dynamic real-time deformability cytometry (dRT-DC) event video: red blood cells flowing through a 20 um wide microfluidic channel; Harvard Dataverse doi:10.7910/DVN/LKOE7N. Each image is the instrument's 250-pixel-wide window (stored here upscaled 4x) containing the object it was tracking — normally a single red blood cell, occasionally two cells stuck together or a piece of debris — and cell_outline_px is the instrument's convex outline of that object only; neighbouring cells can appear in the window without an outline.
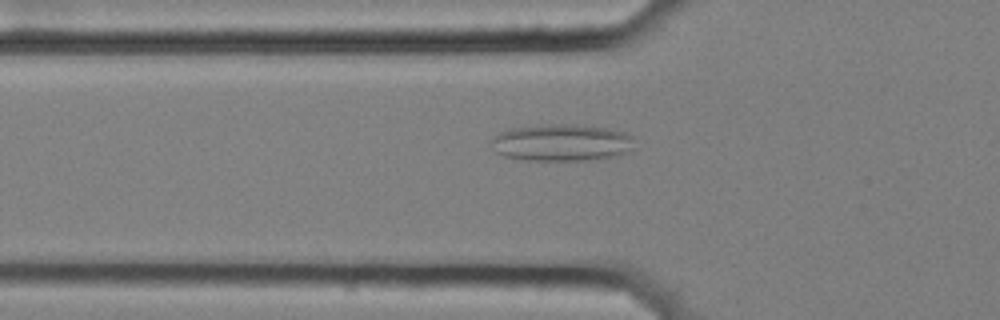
{"species": "common noctule bat (a hibernating species)", "species_latin": "Nyctalus noctula", "temperature_condition": "cold", "stored_images_in_passage": 42, "camera_frame_rate_fps": 3000, "um_per_image_px": 0.085, "animal": {"sex": "female", "body_mass_g": 25.1}, "frame": {"image": 1, "passage_image": 5, "time_ms": 1.333, "image_size_px": [1000, 320], "cell_outline_px": [[632, 136], [628, 152], [616, 156], [596, 160], [524, 160], [504, 156], [496, 152], [492, 148], [488, 140], [500, 132], [512, 128], [536, 124], [576, 124], [608, 128], [628, 132]], "centroid_in_image_um": [47.68, 12.11], "position_along_channel_um": 78.1, "area_um2": 31.27}}
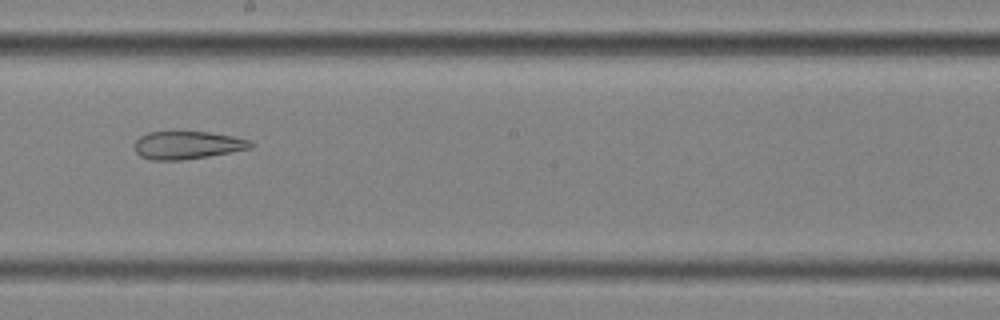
{"frame": {"image": 2, "passage_image": 18, "time_ms": 5.667, "image_size_px": [1000, 320], "cell_outline_px": [[256, 144], [252, 148], [232, 152], [208, 156], [180, 160], [152, 160], [140, 156], [136, 152], [136, 140], [140, 136], [148, 132], [208, 132], [232, 136], [252, 140]], "centroid_in_image_um": [15.98, 12.34], "position_along_channel_um": 232.2, "area_um2": 18.84}}
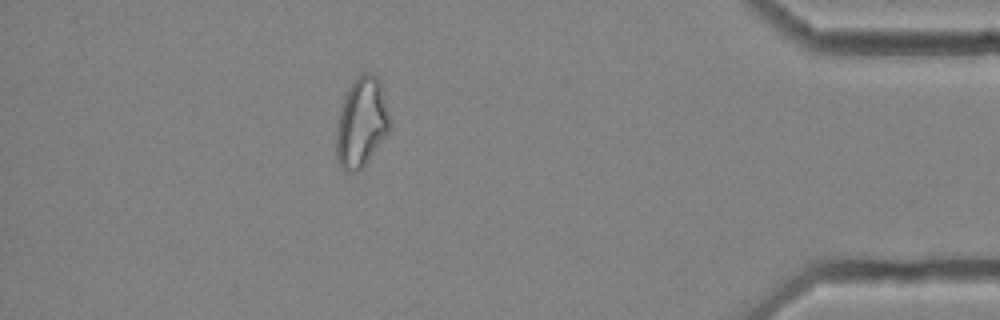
{"frame": {"image": 3, "passage_image": 36, "time_ms": 11.667, "image_size_px": [1000, 320], "cell_outline_px": [[392, 124], [388, 132], [368, 160], [356, 172], [344, 172], [336, 164], [336, 132], [340, 112], [348, 88], [356, 76], [364, 72], [368, 72], [376, 76], [380, 80]], "centroid_in_image_um": [30.72, 10.42], "position_along_channel_um": 404.5, "area_um2": 28.03}, "authors_computed_cell_mechanics": {"area_um2": 24.4494, "velocity_mm_per_s": 3.5561, "shape_relaxation_time_tau1_ms": null, "shape_relaxation_time_tau2_ms": 3.6648, "deformation_change_tau1": null, "deformation_change_tau2": 0.1311}}